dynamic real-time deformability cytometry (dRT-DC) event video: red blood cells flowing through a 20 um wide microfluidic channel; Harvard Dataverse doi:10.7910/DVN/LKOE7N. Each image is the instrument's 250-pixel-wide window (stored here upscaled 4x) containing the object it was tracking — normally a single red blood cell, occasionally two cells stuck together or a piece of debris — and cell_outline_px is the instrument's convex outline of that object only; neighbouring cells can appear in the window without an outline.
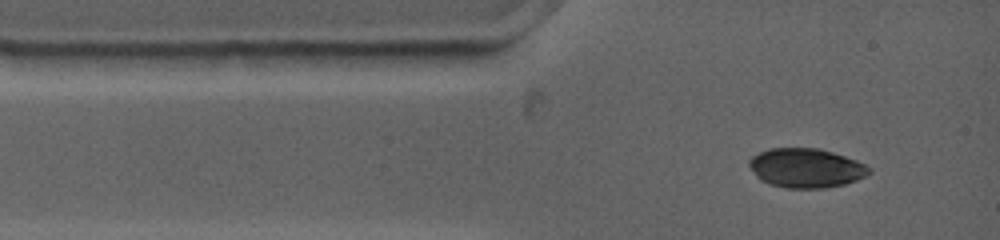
{"species": "common noctule bat (a hibernating species)", "species_latin": "Nyctalus noctula", "temperature_condition": "warm", "stored_images_in_passage": 5, "camera_frame_rate_fps": 4500, "um_per_image_px": 0.085, "animal": {"sex": "female", "body_mass_g": 19.0, "forearm_length_mm": 53.3}, "frame": {"image": 1, "passage_image": 1, "time_ms": 0.0, "image_size_px": [1000, 240], "cell_outline_px": [[872, 172], [856, 180], [844, 184], [824, 188], [788, 188], [768, 184], [760, 180], [756, 176], [748, 164], [748, 160], [752, 156], [768, 148], [820, 148], [856, 160], [872, 168]], "centroid_in_image_um": [68.49, 14.28], "position_along_channel_um": 16.5, "area_um2": 27.51}}
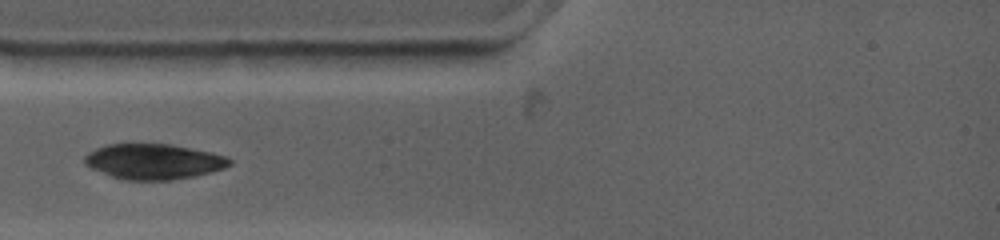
{"frame": {"image": 2, "passage_image": 4, "time_ms": 2.0, "image_size_px": [1000, 240], "cell_outline_px": [[232, 164], [224, 168], [192, 176], [172, 180], [124, 180], [112, 176], [92, 168], [84, 164], [84, 156], [88, 152], [96, 148], [108, 144], [168, 144], [192, 148], [212, 152], [228, 156], [232, 160]], "centroid_in_image_um": [13.07, 13.72], "position_along_channel_um": 71.9, "area_um2": 29.82}}